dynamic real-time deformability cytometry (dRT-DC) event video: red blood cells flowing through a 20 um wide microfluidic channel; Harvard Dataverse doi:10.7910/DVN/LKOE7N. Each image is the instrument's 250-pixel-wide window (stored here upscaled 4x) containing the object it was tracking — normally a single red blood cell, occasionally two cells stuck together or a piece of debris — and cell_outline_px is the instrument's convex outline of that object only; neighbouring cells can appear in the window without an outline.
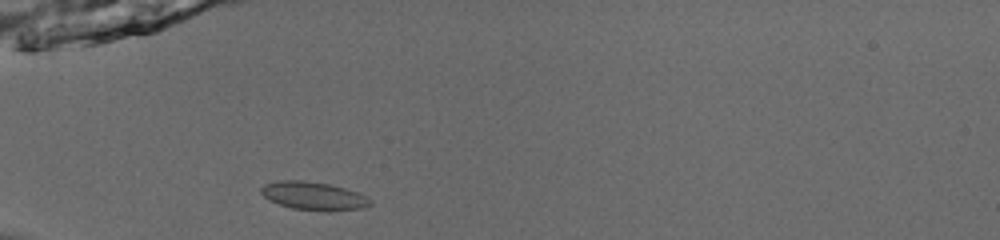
{"species": "common noctule bat (a hibernating species)", "species_latin": "Nyctalus noctula", "temperature_condition": "room temperature", "stored_images_in_passage": 36, "camera_frame_rate_fps": 3000, "um_per_image_px": 0.085, "animal": {"sex": "male", "body_mass_g": 13.0, "forearm_length_mm": 53.1}, "frame": {"image": 1, "passage_image": 2, "time_ms": 0.333, "image_size_px": [1000, 240], "cell_outline_px": [[372, 204], [360, 208], [292, 208], [268, 200], [260, 192], [260, 188], [264, 184], [276, 180], [304, 180], [328, 184], [344, 188], [356, 192], [372, 200]], "centroid_in_image_um": [26.55, 16.59], "position_along_channel_um": 58.5, "area_um2": 16.99}}
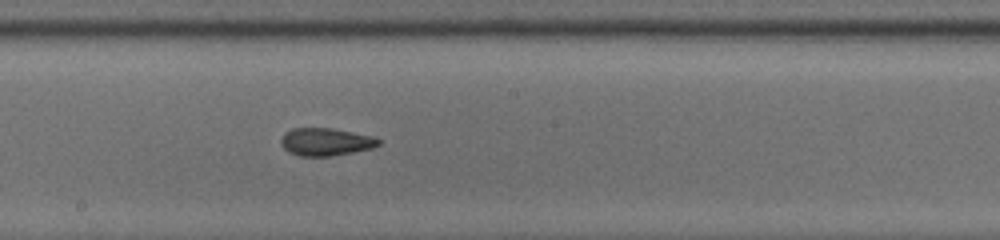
{"frame": {"image": 2, "passage_image": 15, "time_ms": 4.667, "image_size_px": [1000, 240], "cell_outline_px": [[380, 144], [372, 148], [332, 156], [300, 156], [288, 152], [280, 144], [280, 140], [284, 132], [292, 128], [332, 128], [372, 136], [380, 140]], "centroid_in_image_um": [27.64, 12.05], "position_along_channel_um": 220.6, "area_um2": 15.78}}
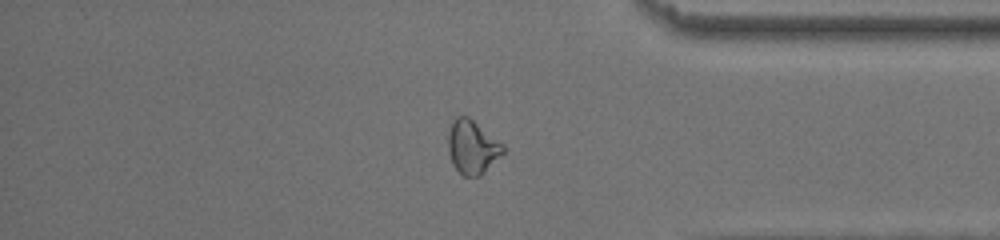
{"frame": {"image": 3, "passage_image": 29, "time_ms": 9.333, "image_size_px": [1000, 240], "cell_outline_px": [[504, 152], [480, 176], [464, 176], [452, 164], [448, 152], [448, 132], [452, 120], [456, 116], [468, 116], [504, 144]], "centroid_in_image_um": [40.13, 12.48], "position_along_channel_um": 395.1, "area_um2": 17.17}, "authors_computed_cell_mechanics": {"area_um2": 16.3285, "velocity_mm_per_s": 3.9646, "shape_relaxation_time_tau1_ms": null, "shape_relaxation_time_tau2_ms": 1.0144, "deformation_change_tau1": null, "deformation_change_tau2": 0.0596}}